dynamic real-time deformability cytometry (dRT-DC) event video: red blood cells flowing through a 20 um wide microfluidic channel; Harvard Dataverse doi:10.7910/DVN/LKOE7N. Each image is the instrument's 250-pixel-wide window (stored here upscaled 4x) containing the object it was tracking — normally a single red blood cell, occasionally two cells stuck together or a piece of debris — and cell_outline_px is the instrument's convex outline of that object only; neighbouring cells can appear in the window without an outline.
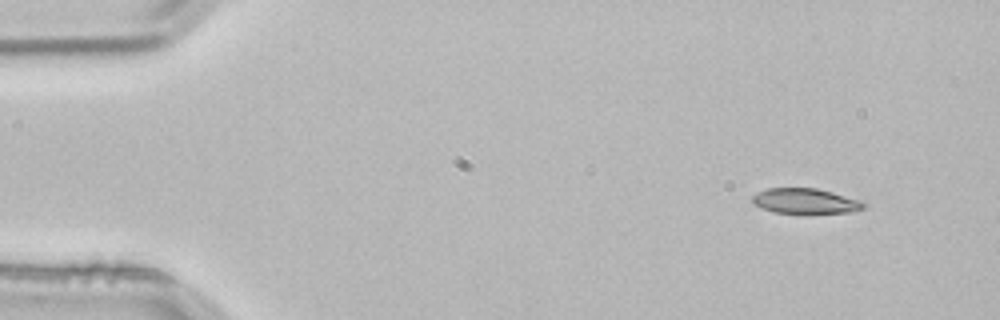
{"species": "common noctule bat (a hibernating species)", "species_latin": "Nyctalus noctula", "temperature_condition": "room temperature", "stored_images_in_passage": 3, "camera_frame_rate_fps": 3000, "um_per_image_px": 0.085, "animal": {"sex": "male", "body_mass_g": 21.5, "forearm_length_mm": 52.0}, "frame": {"image": 1, "passage_image": 1, "time_ms": 0.0, "image_size_px": [1000, 320], "cell_outline_px": [[868, 204], [864, 208], [852, 212], [804, 216], [772, 212], [760, 208], [752, 204], [752, 196], [756, 192], [768, 188], [816, 188], [832, 192], [860, 200]], "centroid_in_image_um": [68.44, 17.14], "position_along_channel_um": 16.6, "area_um2": 17.4}}